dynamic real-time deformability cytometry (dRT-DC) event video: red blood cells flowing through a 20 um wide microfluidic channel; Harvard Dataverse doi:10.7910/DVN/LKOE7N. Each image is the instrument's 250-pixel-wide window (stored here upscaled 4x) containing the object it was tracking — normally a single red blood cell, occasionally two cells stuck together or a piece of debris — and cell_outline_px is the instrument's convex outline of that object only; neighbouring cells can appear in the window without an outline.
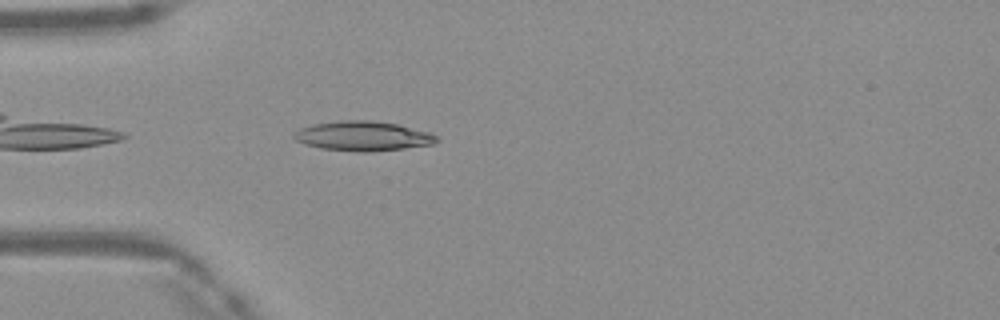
{"species": "Egyptian fruit bat (a non-hibernating species)", "species_latin": "Rousettus aegyptiacus", "temperature_condition": "warm", "stored_images_in_passage": 37, "camera_frame_rate_fps": 3000, "um_per_image_px": 0.085, "frame": {"image": 1, "passage_image": 3, "time_ms": 0.667, "image_size_px": [1000, 320], "cell_outline_px": [[440, 140], [432, 144], [404, 148], [372, 152], [360, 152], [320, 148], [296, 140], [292, 136], [300, 128], [316, 124], [340, 120], [372, 120], [396, 124], [432, 132], [440, 136]], "centroid_in_image_um": [30.93, 11.56], "position_along_channel_um": 54.1, "area_um2": 24.62}}
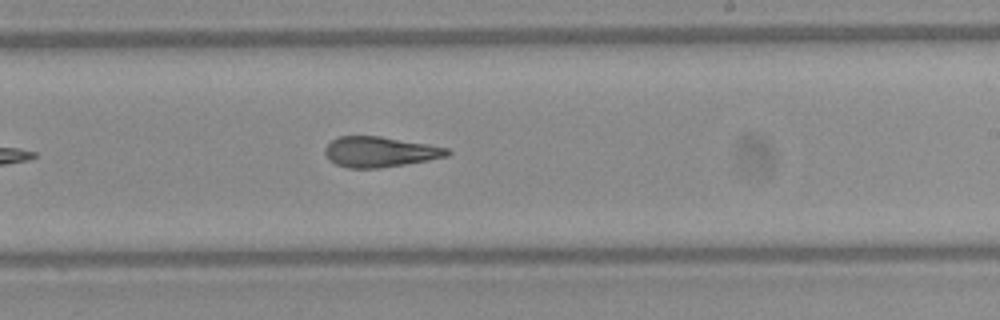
{"frame": {"image": 2, "passage_image": 18, "time_ms": 5.667, "image_size_px": [1000, 320], "cell_outline_px": [[452, 152], [448, 156], [428, 160], [380, 168], [348, 168], [336, 164], [328, 160], [324, 152], [324, 148], [332, 140], [340, 136], [380, 136], [428, 144], [448, 148]], "centroid_in_image_um": [32.28, 12.91], "position_along_channel_um": 256.7, "area_um2": 21.68}}
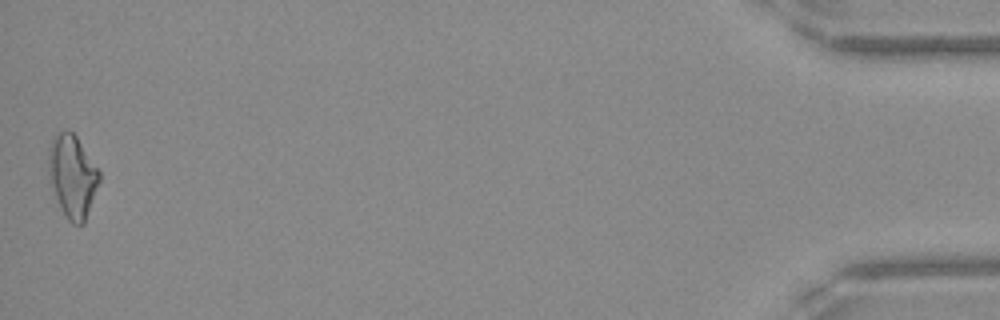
{"frame": {"image": 3, "passage_image": 37, "time_ms": 12.0, "image_size_px": [1000, 320], "cell_outline_px": [[100, 180], [84, 224], [72, 224], [68, 220], [48, 180], [48, 148], [52, 136], [56, 132], [68, 128], [76, 136], [100, 172]], "centroid_in_image_um": [6.13, 14.92], "position_along_channel_um": 429.1, "area_um2": 24.51}, "authors_computed_cell_mechanics": {"area_um2": 22.3108, "velocity_mm_per_s": 4.1997, "shape_relaxation_time_tau1_ms": 10.1673, "shape_relaxation_time_tau2_ms": 2.6345, "deformation_change_tau1": 0.2671, "deformation_change_tau2": 0.119}}